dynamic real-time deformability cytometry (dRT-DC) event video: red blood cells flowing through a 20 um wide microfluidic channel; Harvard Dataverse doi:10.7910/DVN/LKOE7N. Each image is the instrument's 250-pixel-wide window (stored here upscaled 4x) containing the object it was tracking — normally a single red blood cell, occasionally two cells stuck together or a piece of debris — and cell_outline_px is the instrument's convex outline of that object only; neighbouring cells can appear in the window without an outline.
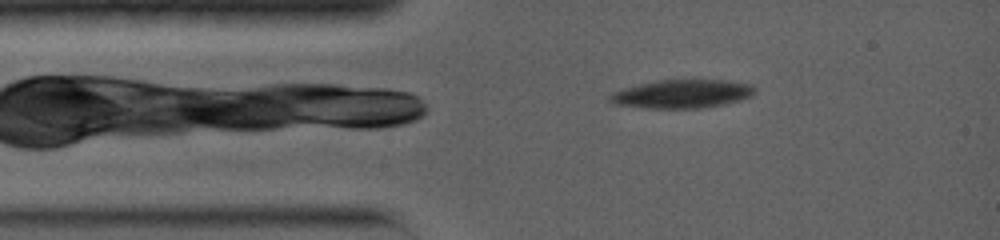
{"species": "common noctule bat (a hibernating species)", "species_latin": "Nyctalus noctula", "temperature_condition": "warm", "stored_images_in_passage": 2, "camera_frame_rate_fps": 5000, "um_per_image_px": 0.085, "animal": {"sex": "female", "body_mass_g": 19.0, "forearm_length_mm": 56.7}, "frame": {"image": 1, "passage_image": 1, "time_ms": 0.0, "image_size_px": [1000, 240], "cell_outline_px": [[756, 92], [752, 96], [740, 100], [724, 104], [704, 108], [644, 108], [616, 104], [608, 100], [608, 96], [612, 92], [624, 88], [656, 80], [692, 76], [752, 84], [756, 88]], "centroid_in_image_um": [58.02, 7.93], "position_along_channel_um": 27.0, "area_um2": 25.09}}